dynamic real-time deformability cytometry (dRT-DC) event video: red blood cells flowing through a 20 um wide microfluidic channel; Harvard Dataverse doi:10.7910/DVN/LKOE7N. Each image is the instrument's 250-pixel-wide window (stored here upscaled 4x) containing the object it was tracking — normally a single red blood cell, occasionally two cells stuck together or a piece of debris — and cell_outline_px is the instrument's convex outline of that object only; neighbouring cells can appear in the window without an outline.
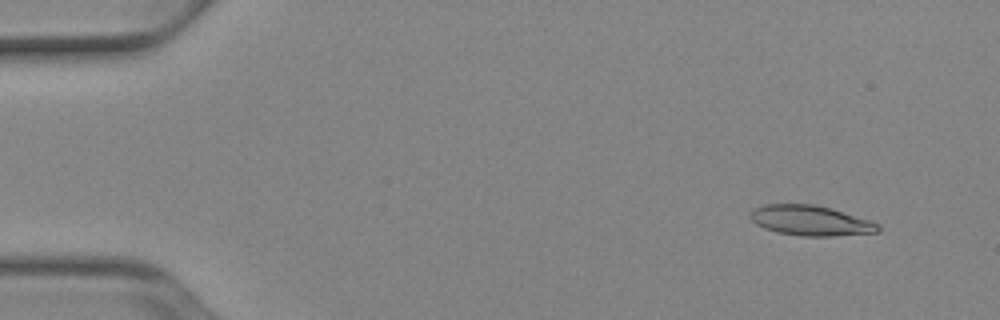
{"species": "Egyptian fruit bat (a non-hibernating species)", "species_latin": "Rousettus aegyptiacus", "temperature_condition": "cold", "stored_images_in_passage": 52, "camera_frame_rate_fps": 3000, "um_per_image_px": 0.085, "animal": {"sex": "female"}, "frame": {"image": 1, "passage_image": 5, "time_ms": 1.333, "image_size_px": [1000, 320], "cell_outline_px": [[880, 232], [832, 236], [800, 236], [776, 232], [764, 228], [756, 224], [748, 216], [756, 208], [764, 204], [816, 204], [832, 208], [880, 224]], "centroid_in_image_um": [68.9, 18.75], "position_along_channel_um": 16.1, "area_um2": 22.48}}
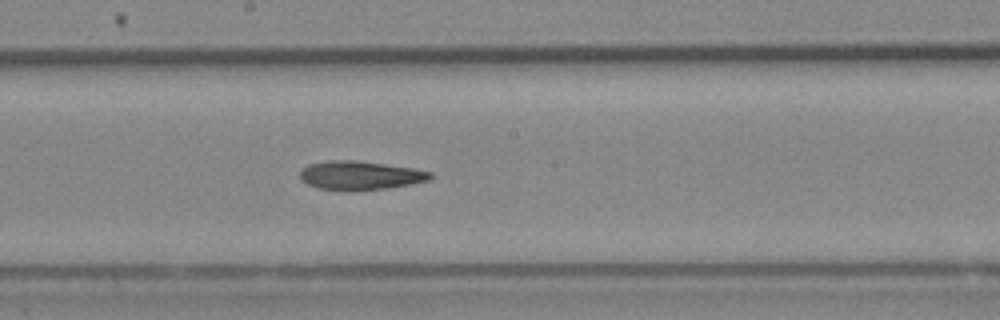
{"frame": {"image": 2, "passage_image": 29, "time_ms": 9.333, "image_size_px": [1000, 320], "cell_outline_px": [[432, 176], [428, 180], [412, 184], [388, 188], [316, 188], [300, 180], [300, 168], [308, 164], [328, 160], [356, 160], [412, 168], [432, 172]], "centroid_in_image_um": [30.58, 14.87], "position_along_channel_um": 217.6, "area_um2": 21.21}}
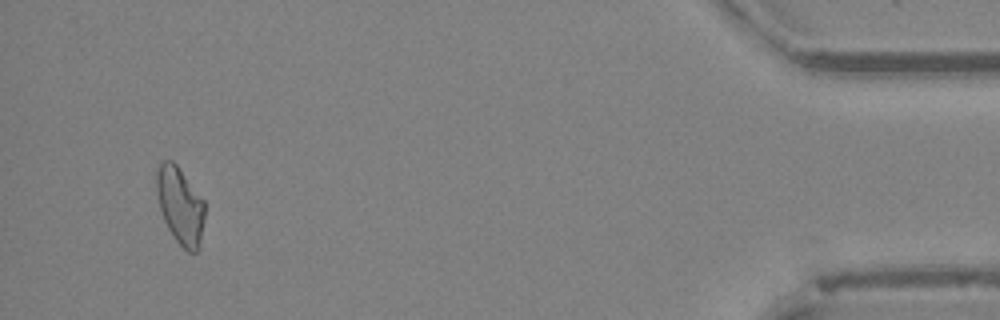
{"frame": {"image": 3, "passage_image": 50, "time_ms": 16.333, "image_size_px": [1000, 320], "cell_outline_px": [[204, 216], [200, 244], [196, 252], [188, 252], [176, 240], [168, 228], [164, 220], [160, 208], [156, 192], [156, 168], [164, 160], [172, 160], [176, 164], [204, 200]], "centroid_in_image_um": [15.3, 17.45], "position_along_channel_um": 419.9, "area_um2": 21.44}, "authors_computed_cell_mechanics": {"area_um2": 22.1374, "velocity_mm_per_s": 3.9157, "shape_relaxation_time_tau1_ms": 9.4936, "shape_relaxation_time_tau2_ms": null, "deformation_change_tau1": 0.2201, "deformation_change_tau2": null}}